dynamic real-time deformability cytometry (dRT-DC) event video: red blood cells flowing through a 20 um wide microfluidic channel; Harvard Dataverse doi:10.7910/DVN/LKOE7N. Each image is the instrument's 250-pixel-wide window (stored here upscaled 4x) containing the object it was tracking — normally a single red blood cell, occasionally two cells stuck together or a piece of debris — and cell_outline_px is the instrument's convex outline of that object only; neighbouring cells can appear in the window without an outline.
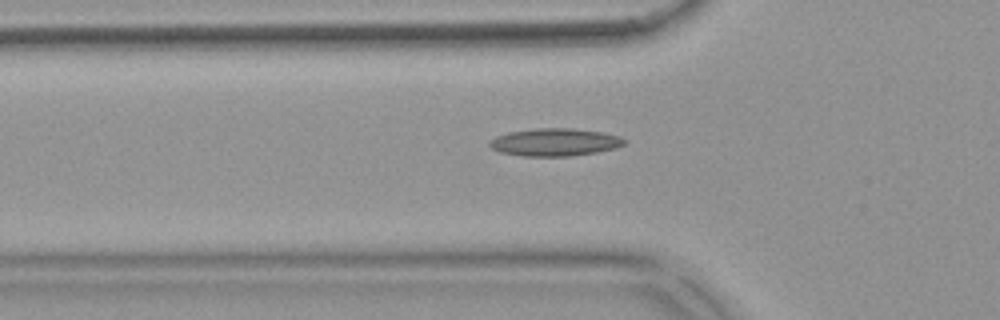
{"species": "common noctule bat (a hibernating species)", "species_latin": "Nyctalus noctula", "temperature_condition": "warm", "stored_images_in_passage": 54, "camera_frame_rate_fps": 3000, "um_per_image_px": 0.085, "animal": {"sex": "female", "body_mass_g": 18.4}, "frame": {"image": 1, "passage_image": 18, "time_ms": 5.667, "image_size_px": [1000, 320], "cell_outline_px": [[624, 144], [616, 148], [596, 152], [568, 156], [524, 156], [500, 152], [492, 148], [488, 144], [488, 140], [496, 136], [508, 132], [536, 128], [572, 128], [600, 132], [620, 136], [624, 140]], "centroid_in_image_um": [47.12, 12.08], "position_along_channel_um": 78.7, "area_um2": 21.62}}
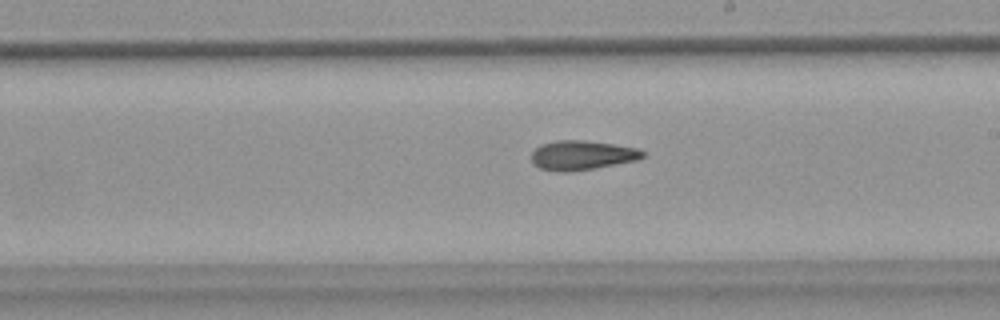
{"frame": {"image": 2, "passage_image": 31, "time_ms": 10.0, "image_size_px": [1000, 320], "cell_outline_px": [[644, 156], [636, 160], [592, 168], [568, 172], [564, 172], [540, 168], [532, 164], [532, 152], [540, 144], [556, 140], [584, 140], [640, 148], [644, 152]], "centroid_in_image_um": [49.44, 13.18], "position_along_channel_um": 239.6, "area_um2": 18.9}}
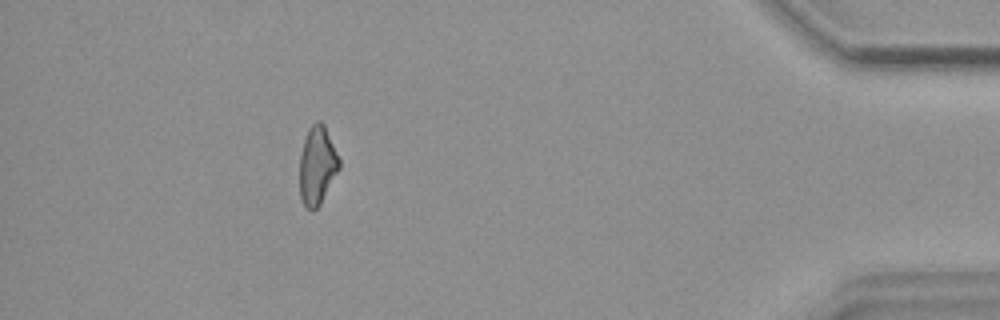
{"frame": {"image": 3, "passage_image": 49, "time_ms": 16.0, "image_size_px": [1000, 320], "cell_outline_px": [[340, 168], [320, 204], [312, 212], [304, 208], [300, 196], [300, 152], [308, 128], [316, 120], [320, 120], [324, 124], [340, 160]], "centroid_in_image_um": [26.95, 14.08], "position_along_channel_um": 408.2, "area_um2": 18.21}, "authors_computed_cell_mechanics": {"area_um2": 19.1318, "velocity_mm_per_s": 3.7107, "shape_relaxation_time_tau1_ms": null, "shape_relaxation_time_tau2_ms": 4.8483, "deformation_change_tau1": null, "deformation_change_tau2": 0.1304}}